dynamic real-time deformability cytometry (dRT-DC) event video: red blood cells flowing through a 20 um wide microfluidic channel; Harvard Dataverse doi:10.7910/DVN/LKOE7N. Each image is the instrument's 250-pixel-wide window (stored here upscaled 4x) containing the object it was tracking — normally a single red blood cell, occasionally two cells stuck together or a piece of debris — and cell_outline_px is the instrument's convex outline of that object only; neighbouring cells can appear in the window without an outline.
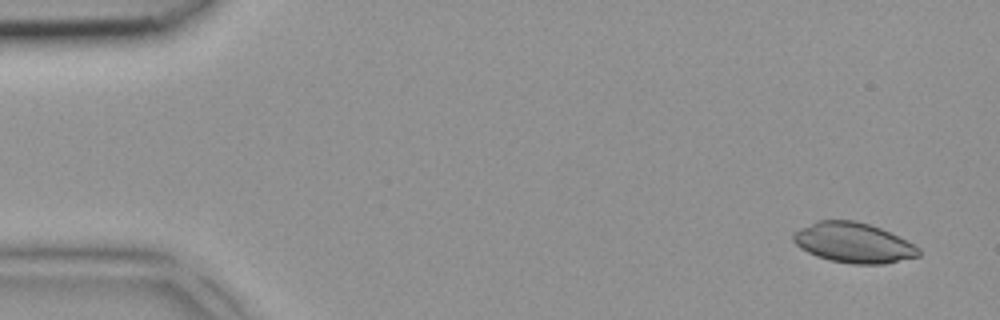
{"species": "common noctule bat (a hibernating species)", "species_latin": "Nyctalus noctula", "temperature_condition": "room temperature", "stored_images_in_passage": 4, "camera_frame_rate_fps": 3000, "um_per_image_px": 0.085, "animal": {"sex": "female", "body_mass_g": 18.4}, "frame": {"image": 1, "passage_image": 1, "time_ms": 0.0, "image_size_px": [1000, 320], "cell_outline_px": [[920, 256], [884, 264], [852, 264], [828, 260], [816, 256], [800, 248], [792, 240], [792, 232], [800, 228], [820, 220], [856, 220], [880, 228], [920, 248]], "centroid_in_image_um": [72.51, 20.64], "position_along_channel_um": 12.5, "area_um2": 29.19}}